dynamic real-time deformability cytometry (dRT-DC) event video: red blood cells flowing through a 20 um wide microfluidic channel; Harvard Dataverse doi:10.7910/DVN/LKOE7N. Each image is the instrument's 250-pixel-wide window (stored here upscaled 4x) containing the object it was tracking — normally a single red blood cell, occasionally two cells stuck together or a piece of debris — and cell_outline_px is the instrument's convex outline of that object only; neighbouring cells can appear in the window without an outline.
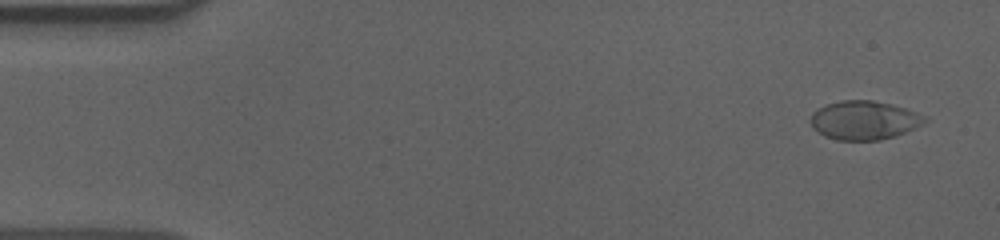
{"species": "human", "species_latin": "Homo sapiens", "temperature_condition": "cold", "stored_images_in_passage": 56, "camera_frame_rate_fps": 3000, "um_per_image_px": 0.085, "donor": {"sex": "male"}, "frame": {"image": 1, "passage_image": 3, "time_ms": 0.667, "image_size_px": [1000, 240], "cell_outline_px": [[928, 120], [896, 136], [880, 140], [836, 140], [824, 136], [812, 128], [808, 120], [812, 112], [816, 108], [824, 104], [844, 100], [872, 100], [892, 104], [928, 116]], "centroid_in_image_um": [73.38, 10.21], "position_along_channel_um": 11.6, "area_um2": 26.07}}
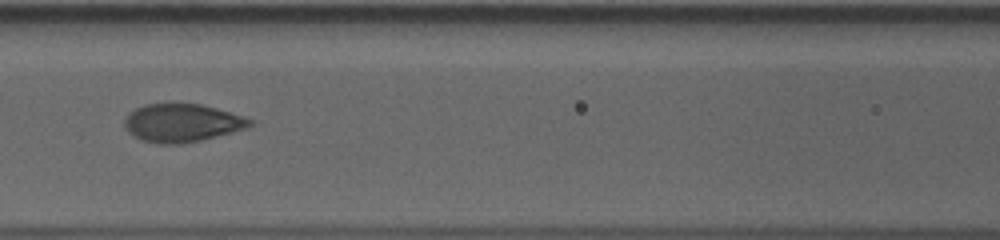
{"frame": {"image": 2, "passage_image": 25, "time_ms": 8.0, "image_size_px": [1000, 240], "cell_outline_px": [[256, 124], [248, 128], [200, 140], [180, 144], [160, 144], [140, 140], [128, 132], [124, 124], [124, 120], [128, 112], [144, 104], [200, 104], [216, 108], [244, 116], [256, 120]], "centroid_in_image_um": [15.49, 10.45], "position_along_channel_um": 151.1, "area_um2": 28.03}}
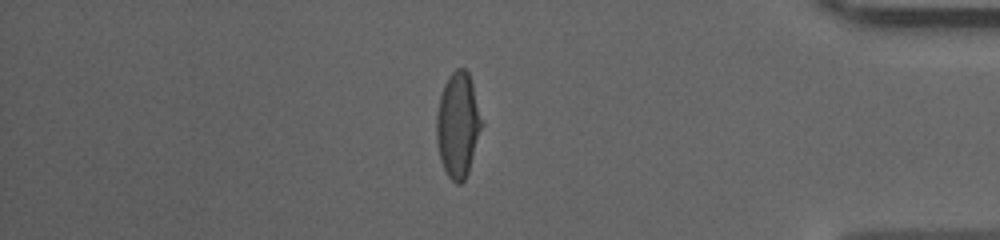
{"frame": {"image": 3, "passage_image": 48, "time_ms": 15.667, "image_size_px": [1000, 240], "cell_outline_px": [[484, 124], [468, 172], [464, 180], [460, 184], [456, 184], [448, 176], [440, 160], [436, 140], [436, 116], [440, 96], [444, 84], [448, 76], [456, 68], [464, 68], [468, 72], [472, 84]], "centroid_in_image_um": [38.93, 10.62], "position_along_channel_um": 396.3, "area_um2": 27.86}, "authors_computed_cell_mechanics": {"area_um2": 28.0041, "velocity_mm_per_s": 3.6244, "shape_relaxation_time_tau1_ms": 3.8649, "shape_relaxation_time_tau2_ms": null, "deformation_change_tau1": 0.1762, "deformation_change_tau2": null}}